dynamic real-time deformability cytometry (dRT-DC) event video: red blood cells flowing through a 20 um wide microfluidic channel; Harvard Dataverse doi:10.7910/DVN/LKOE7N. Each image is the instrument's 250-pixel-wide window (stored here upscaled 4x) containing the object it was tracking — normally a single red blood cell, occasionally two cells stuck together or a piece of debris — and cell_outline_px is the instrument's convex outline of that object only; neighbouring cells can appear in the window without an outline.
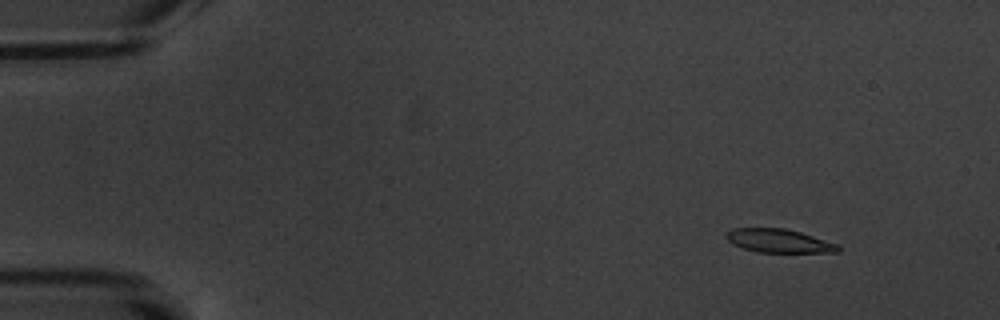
{"species": "common noctule bat (a hibernating species)", "species_latin": "Nyctalus noctula", "temperature_condition": "warm", "stored_images_in_passage": 5, "camera_frame_rate_fps": 3000, "um_per_image_px": 0.085, "animal": {"sex": "male", "body_mass_g": 20.1, "forearm_length_mm": 53.5}, "frame": {"image": 1, "passage_image": 2, "time_ms": 1.333, "image_size_px": [1000, 320], "cell_outline_px": [[840, 252], [756, 252], [732, 244], [724, 236], [732, 228], [784, 228], [800, 232], [840, 244]], "centroid_in_image_um": [66.22, 20.47], "position_along_channel_um": 18.8, "area_um2": 15.37}}
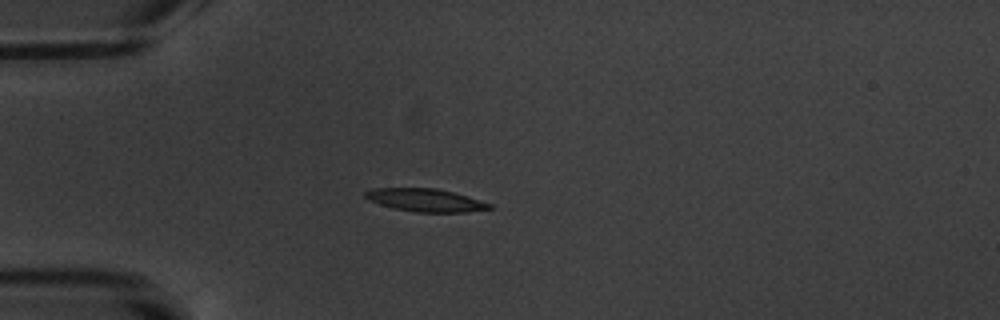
{"frame": {"image": 2, "passage_image": 5, "time_ms": 4.667, "image_size_px": [1000, 320], "cell_outline_px": [[496, 208], [468, 212], [416, 212], [392, 208], [368, 200], [364, 196], [364, 192], [372, 188], [436, 188], [468, 196], [492, 204]], "centroid_in_image_um": [36.18, 17.01], "position_along_channel_um": 48.8, "area_um2": 16.7}}